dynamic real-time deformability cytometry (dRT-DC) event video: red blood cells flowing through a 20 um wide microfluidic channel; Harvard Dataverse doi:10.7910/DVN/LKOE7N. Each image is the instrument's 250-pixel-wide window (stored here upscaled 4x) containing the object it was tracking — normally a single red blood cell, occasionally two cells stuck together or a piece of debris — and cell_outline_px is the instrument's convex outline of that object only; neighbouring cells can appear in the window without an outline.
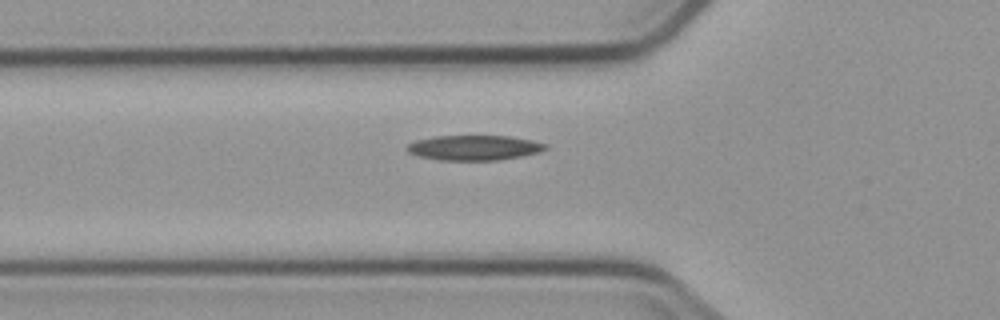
{"species": "common noctule bat (a hibernating species)", "species_latin": "Nyctalus noctula", "temperature_condition": "cold", "stored_images_in_passage": 4, "camera_frame_rate_fps": 3000, "um_per_image_px": 0.085, "animal": {"sex": "male", "body_mass_g": 23.1, "forearm_length_mm": 52.7}, "frame": {"image": 1, "passage_image": 4, "time_ms": 4.667, "image_size_px": [1000, 320], "cell_outline_px": [[548, 148], [540, 152], [520, 156], [496, 160], [440, 160], [420, 156], [408, 152], [404, 148], [408, 144], [416, 140], [436, 136], [508, 136], [532, 140], [548, 144]], "centroid_in_image_um": [40.31, 12.55], "position_along_channel_um": 85.5, "area_um2": 20.11}}